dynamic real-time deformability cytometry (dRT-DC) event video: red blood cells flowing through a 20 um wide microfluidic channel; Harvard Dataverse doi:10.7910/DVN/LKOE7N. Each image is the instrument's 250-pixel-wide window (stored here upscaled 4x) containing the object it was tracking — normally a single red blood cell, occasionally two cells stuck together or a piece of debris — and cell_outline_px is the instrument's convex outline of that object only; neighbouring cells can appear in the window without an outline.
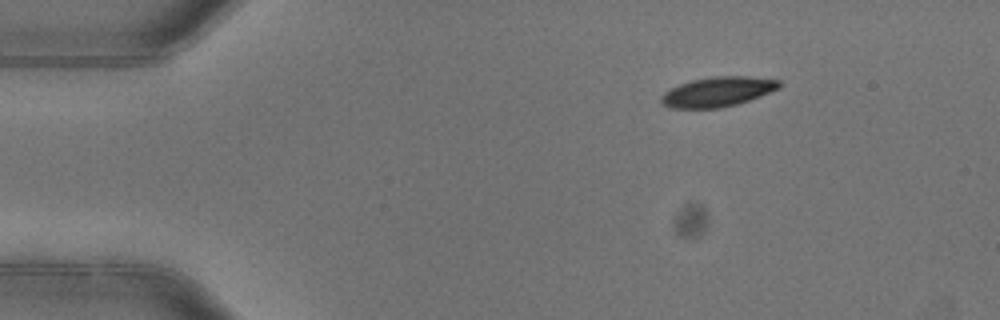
{"species": "common noctule bat (a hibernating species)", "species_latin": "Nyctalus noctula", "temperature_condition": "warm", "stored_images_in_passage": 2, "camera_frame_rate_fps": 3000, "um_per_image_px": 0.085, "animal": {"sex": "female"}, "frame": {"image": 1, "passage_image": 1, "time_ms": 0.0, "image_size_px": [1000, 320], "cell_outline_px": [[780, 88], [760, 96], [736, 104], [720, 108], [672, 108], [664, 104], [660, 100], [660, 96], [664, 92], [680, 84], [692, 80], [712, 76], [748, 76], [780, 80]], "centroid_in_image_um": [61.01, 7.79], "position_along_channel_um": 24.0, "area_um2": 20.35}}